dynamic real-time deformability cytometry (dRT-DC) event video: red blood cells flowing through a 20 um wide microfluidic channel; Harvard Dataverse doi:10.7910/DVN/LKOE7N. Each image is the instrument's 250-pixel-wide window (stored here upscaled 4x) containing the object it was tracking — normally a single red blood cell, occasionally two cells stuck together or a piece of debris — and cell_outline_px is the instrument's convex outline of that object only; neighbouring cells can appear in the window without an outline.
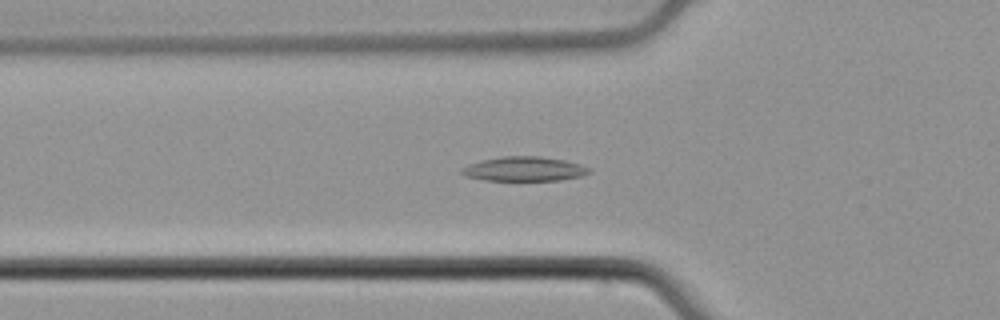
{"species": "common noctule bat (a hibernating species)", "species_latin": "Nyctalus noctula", "temperature_condition": "cold", "stored_images_in_passage": 43, "camera_frame_rate_fps": 3000, "um_per_image_px": 0.085, "animal": {"sex": "male", "body_mass_g": 21.5, "forearm_length_mm": 52.0}, "frame": {"image": 1, "passage_image": 14, "time_ms": 4.333, "image_size_px": [1000, 320], "cell_outline_px": [[592, 172], [580, 176], [560, 180], [484, 180], [464, 176], [460, 172], [460, 168], [468, 164], [480, 160], [504, 156], [540, 156], [564, 160], [580, 164], [592, 168]], "centroid_in_image_um": [44.54, 14.35], "position_along_channel_um": 81.3, "area_um2": 18.26}}
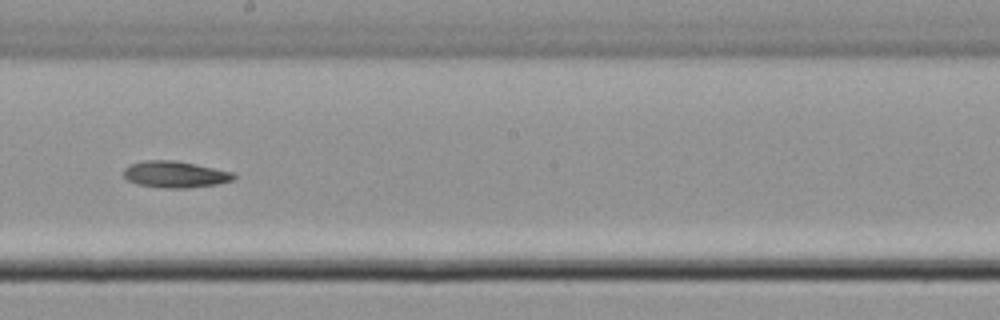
{"frame": {"image": 2, "passage_image": 26, "time_ms": 8.333, "image_size_px": [1000, 320], "cell_outline_px": [[236, 176], [232, 180], [216, 184], [188, 188], [164, 188], [136, 184], [128, 180], [124, 176], [124, 168], [132, 164], [144, 160], [172, 160], [196, 164], [232, 172]], "centroid_in_image_um": [14.86, 14.82], "position_along_channel_um": 233.3, "area_um2": 16.88}}
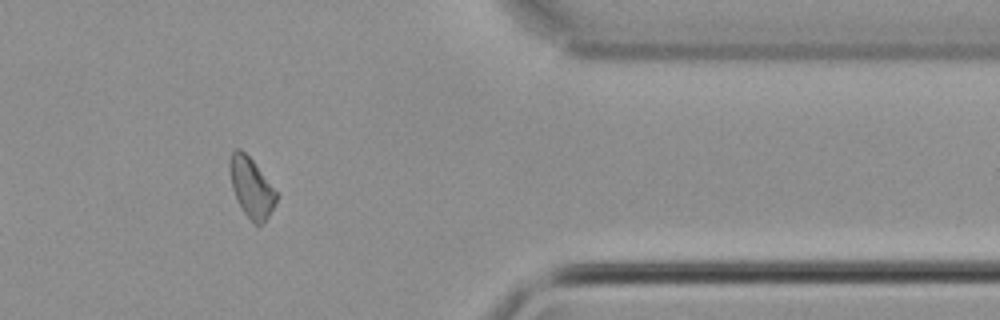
{"frame": {"image": 3, "passage_image": 40, "time_ms": 13.0, "image_size_px": [1000, 320], "cell_outline_px": [[276, 200], [268, 216], [260, 224], [256, 224], [244, 212], [236, 200], [232, 188], [228, 164], [228, 160], [232, 152], [236, 148], [240, 148], [252, 160], [276, 192]], "centroid_in_image_um": [21.3, 15.89], "position_along_channel_um": 390.1, "area_um2": 15.72}, "authors_computed_cell_mechanics": {"area_um2": 16.9354, "velocity_mm_per_s": 3.8079, "shape_relaxation_time_tau1_ms": 10.7924, "shape_relaxation_time_tau2_ms": 8.0504, "deformation_change_tau1": 0.1653, "deformation_change_tau2": 0.08}}